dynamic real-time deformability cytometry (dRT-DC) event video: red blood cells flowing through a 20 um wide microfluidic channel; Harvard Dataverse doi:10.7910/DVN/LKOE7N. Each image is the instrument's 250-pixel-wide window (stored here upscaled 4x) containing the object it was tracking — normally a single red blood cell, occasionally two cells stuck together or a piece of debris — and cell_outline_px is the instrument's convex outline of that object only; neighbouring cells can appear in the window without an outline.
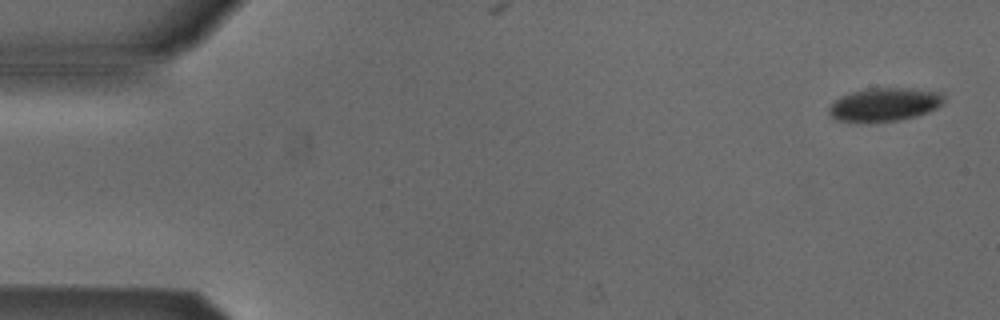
{"species": "Egyptian fruit bat (a non-hibernating species)", "species_latin": "Rousettus aegyptiacus", "temperature_condition": "cold", "stored_images_in_passage": 4, "camera_frame_rate_fps": 3000, "um_per_image_px": 0.085, "animal": {"sex": "male"}, "frame": {"image": 1, "passage_image": 4, "time_ms": 1.0, "image_size_px": [1000, 320], "cell_outline_px": [[944, 104], [928, 112], [916, 116], [900, 120], [836, 120], [828, 112], [828, 108], [840, 96], [852, 92], [868, 88], [912, 88], [940, 92], [944, 96]], "centroid_in_image_um": [75.24, 8.85], "position_along_channel_um": 9.8, "area_um2": 21.91}}